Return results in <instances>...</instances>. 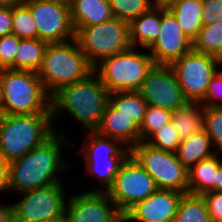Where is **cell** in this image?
<instances>
[{
  "instance_id": "44dd1931",
  "label": "cell",
  "mask_w": 222,
  "mask_h": 222,
  "mask_svg": "<svg viewBox=\"0 0 222 222\" xmlns=\"http://www.w3.org/2000/svg\"><path fill=\"white\" fill-rule=\"evenodd\" d=\"M212 144L211 138L205 131L191 135L181 140L176 153L177 159L189 170L203 159L218 153Z\"/></svg>"
},
{
  "instance_id": "d6986e66",
  "label": "cell",
  "mask_w": 222,
  "mask_h": 222,
  "mask_svg": "<svg viewBox=\"0 0 222 222\" xmlns=\"http://www.w3.org/2000/svg\"><path fill=\"white\" fill-rule=\"evenodd\" d=\"M69 6L73 29L98 25L113 18L109 0H72Z\"/></svg>"
},
{
  "instance_id": "7a4b0ae2",
  "label": "cell",
  "mask_w": 222,
  "mask_h": 222,
  "mask_svg": "<svg viewBox=\"0 0 222 222\" xmlns=\"http://www.w3.org/2000/svg\"><path fill=\"white\" fill-rule=\"evenodd\" d=\"M109 94L99 76L93 72L86 79L66 85L51 96L52 119L66 111L86 131H94L109 102Z\"/></svg>"
},
{
  "instance_id": "e575fe53",
  "label": "cell",
  "mask_w": 222,
  "mask_h": 222,
  "mask_svg": "<svg viewBox=\"0 0 222 222\" xmlns=\"http://www.w3.org/2000/svg\"><path fill=\"white\" fill-rule=\"evenodd\" d=\"M221 101H219V100ZM203 108L221 107L222 108V70L219 69L212 76L204 98L199 102Z\"/></svg>"
},
{
  "instance_id": "cb8c5ba5",
  "label": "cell",
  "mask_w": 222,
  "mask_h": 222,
  "mask_svg": "<svg viewBox=\"0 0 222 222\" xmlns=\"http://www.w3.org/2000/svg\"><path fill=\"white\" fill-rule=\"evenodd\" d=\"M171 122L181 140L204 131L203 107L199 102L188 101L172 111Z\"/></svg>"
},
{
  "instance_id": "74e56055",
  "label": "cell",
  "mask_w": 222,
  "mask_h": 222,
  "mask_svg": "<svg viewBox=\"0 0 222 222\" xmlns=\"http://www.w3.org/2000/svg\"><path fill=\"white\" fill-rule=\"evenodd\" d=\"M12 34V7L0 6V37Z\"/></svg>"
},
{
  "instance_id": "5bb4252c",
  "label": "cell",
  "mask_w": 222,
  "mask_h": 222,
  "mask_svg": "<svg viewBox=\"0 0 222 222\" xmlns=\"http://www.w3.org/2000/svg\"><path fill=\"white\" fill-rule=\"evenodd\" d=\"M139 93L148 105L171 112L188 102L170 65L154 64L148 71Z\"/></svg>"
},
{
  "instance_id": "52a82bcc",
  "label": "cell",
  "mask_w": 222,
  "mask_h": 222,
  "mask_svg": "<svg viewBox=\"0 0 222 222\" xmlns=\"http://www.w3.org/2000/svg\"><path fill=\"white\" fill-rule=\"evenodd\" d=\"M74 32L81 51L93 66L132 47L130 23L115 17L98 25L74 29Z\"/></svg>"
},
{
  "instance_id": "7dc6e473",
  "label": "cell",
  "mask_w": 222,
  "mask_h": 222,
  "mask_svg": "<svg viewBox=\"0 0 222 222\" xmlns=\"http://www.w3.org/2000/svg\"><path fill=\"white\" fill-rule=\"evenodd\" d=\"M46 222H65V220H51V221H46Z\"/></svg>"
},
{
  "instance_id": "f1b7e54d",
  "label": "cell",
  "mask_w": 222,
  "mask_h": 222,
  "mask_svg": "<svg viewBox=\"0 0 222 222\" xmlns=\"http://www.w3.org/2000/svg\"><path fill=\"white\" fill-rule=\"evenodd\" d=\"M12 34L19 39H38L34 18L25 3L12 7Z\"/></svg>"
},
{
  "instance_id": "4dcf8cb0",
  "label": "cell",
  "mask_w": 222,
  "mask_h": 222,
  "mask_svg": "<svg viewBox=\"0 0 222 222\" xmlns=\"http://www.w3.org/2000/svg\"><path fill=\"white\" fill-rule=\"evenodd\" d=\"M113 17L131 22L142 13L149 11L154 0H109Z\"/></svg>"
},
{
  "instance_id": "9a60e30c",
  "label": "cell",
  "mask_w": 222,
  "mask_h": 222,
  "mask_svg": "<svg viewBox=\"0 0 222 222\" xmlns=\"http://www.w3.org/2000/svg\"><path fill=\"white\" fill-rule=\"evenodd\" d=\"M67 200L65 222H124V215L105 192L88 190Z\"/></svg>"
},
{
  "instance_id": "f6af8a7d",
  "label": "cell",
  "mask_w": 222,
  "mask_h": 222,
  "mask_svg": "<svg viewBox=\"0 0 222 222\" xmlns=\"http://www.w3.org/2000/svg\"><path fill=\"white\" fill-rule=\"evenodd\" d=\"M6 68L2 65V63L0 62V75L4 72Z\"/></svg>"
},
{
  "instance_id": "4fadbf2b",
  "label": "cell",
  "mask_w": 222,
  "mask_h": 222,
  "mask_svg": "<svg viewBox=\"0 0 222 222\" xmlns=\"http://www.w3.org/2000/svg\"><path fill=\"white\" fill-rule=\"evenodd\" d=\"M38 30V38L47 43L67 42L75 38L70 6L56 0H26Z\"/></svg>"
},
{
  "instance_id": "f35d334b",
  "label": "cell",
  "mask_w": 222,
  "mask_h": 222,
  "mask_svg": "<svg viewBox=\"0 0 222 222\" xmlns=\"http://www.w3.org/2000/svg\"><path fill=\"white\" fill-rule=\"evenodd\" d=\"M8 187V162L0 153V192L7 191Z\"/></svg>"
},
{
  "instance_id": "3957f363",
  "label": "cell",
  "mask_w": 222,
  "mask_h": 222,
  "mask_svg": "<svg viewBox=\"0 0 222 222\" xmlns=\"http://www.w3.org/2000/svg\"><path fill=\"white\" fill-rule=\"evenodd\" d=\"M93 72L94 66L74 38L67 42L48 43L37 74L51 97L60 88L84 80Z\"/></svg>"
},
{
  "instance_id": "4316f807",
  "label": "cell",
  "mask_w": 222,
  "mask_h": 222,
  "mask_svg": "<svg viewBox=\"0 0 222 222\" xmlns=\"http://www.w3.org/2000/svg\"><path fill=\"white\" fill-rule=\"evenodd\" d=\"M171 222H211L203 196L183 194Z\"/></svg>"
},
{
  "instance_id": "5b68a950",
  "label": "cell",
  "mask_w": 222,
  "mask_h": 222,
  "mask_svg": "<svg viewBox=\"0 0 222 222\" xmlns=\"http://www.w3.org/2000/svg\"><path fill=\"white\" fill-rule=\"evenodd\" d=\"M2 85L1 114H52L51 97L36 72L5 69Z\"/></svg>"
},
{
  "instance_id": "484cf974",
  "label": "cell",
  "mask_w": 222,
  "mask_h": 222,
  "mask_svg": "<svg viewBox=\"0 0 222 222\" xmlns=\"http://www.w3.org/2000/svg\"><path fill=\"white\" fill-rule=\"evenodd\" d=\"M48 43L41 39H20L15 70L36 72L40 69Z\"/></svg>"
},
{
  "instance_id": "b9f144b4",
  "label": "cell",
  "mask_w": 222,
  "mask_h": 222,
  "mask_svg": "<svg viewBox=\"0 0 222 222\" xmlns=\"http://www.w3.org/2000/svg\"><path fill=\"white\" fill-rule=\"evenodd\" d=\"M26 0H0V6L3 7H15L23 4Z\"/></svg>"
},
{
  "instance_id": "7c38bea8",
  "label": "cell",
  "mask_w": 222,
  "mask_h": 222,
  "mask_svg": "<svg viewBox=\"0 0 222 222\" xmlns=\"http://www.w3.org/2000/svg\"><path fill=\"white\" fill-rule=\"evenodd\" d=\"M220 59L191 50L170 64L185 98L200 102L212 76L220 68Z\"/></svg>"
},
{
  "instance_id": "8d00e7d4",
  "label": "cell",
  "mask_w": 222,
  "mask_h": 222,
  "mask_svg": "<svg viewBox=\"0 0 222 222\" xmlns=\"http://www.w3.org/2000/svg\"><path fill=\"white\" fill-rule=\"evenodd\" d=\"M222 21V0H203L202 24L210 25Z\"/></svg>"
},
{
  "instance_id": "603a6c76",
  "label": "cell",
  "mask_w": 222,
  "mask_h": 222,
  "mask_svg": "<svg viewBox=\"0 0 222 222\" xmlns=\"http://www.w3.org/2000/svg\"><path fill=\"white\" fill-rule=\"evenodd\" d=\"M218 153L203 159L188 170V193L202 195L207 191H214V180L218 165L222 162Z\"/></svg>"
},
{
  "instance_id": "c3c4849f",
  "label": "cell",
  "mask_w": 222,
  "mask_h": 222,
  "mask_svg": "<svg viewBox=\"0 0 222 222\" xmlns=\"http://www.w3.org/2000/svg\"><path fill=\"white\" fill-rule=\"evenodd\" d=\"M220 69L222 70V59L220 60Z\"/></svg>"
},
{
  "instance_id": "6da1fadb",
  "label": "cell",
  "mask_w": 222,
  "mask_h": 222,
  "mask_svg": "<svg viewBox=\"0 0 222 222\" xmlns=\"http://www.w3.org/2000/svg\"><path fill=\"white\" fill-rule=\"evenodd\" d=\"M66 138L63 132L55 131L43 144L8 163L7 191L18 194L63 182L58 173L69 169L61 151Z\"/></svg>"
},
{
  "instance_id": "e0dca14e",
  "label": "cell",
  "mask_w": 222,
  "mask_h": 222,
  "mask_svg": "<svg viewBox=\"0 0 222 222\" xmlns=\"http://www.w3.org/2000/svg\"><path fill=\"white\" fill-rule=\"evenodd\" d=\"M183 194L174 190L157 189L132 207L124 215V222H171Z\"/></svg>"
},
{
  "instance_id": "8992f818",
  "label": "cell",
  "mask_w": 222,
  "mask_h": 222,
  "mask_svg": "<svg viewBox=\"0 0 222 222\" xmlns=\"http://www.w3.org/2000/svg\"><path fill=\"white\" fill-rule=\"evenodd\" d=\"M154 61L149 52L137 51V47L114 56L106 57L94 66V72L109 93L139 91Z\"/></svg>"
},
{
  "instance_id": "2e32d148",
  "label": "cell",
  "mask_w": 222,
  "mask_h": 222,
  "mask_svg": "<svg viewBox=\"0 0 222 222\" xmlns=\"http://www.w3.org/2000/svg\"><path fill=\"white\" fill-rule=\"evenodd\" d=\"M193 49V41L183 32L175 16L162 6L158 38L147 49L154 64L170 65Z\"/></svg>"
},
{
  "instance_id": "836d02e7",
  "label": "cell",
  "mask_w": 222,
  "mask_h": 222,
  "mask_svg": "<svg viewBox=\"0 0 222 222\" xmlns=\"http://www.w3.org/2000/svg\"><path fill=\"white\" fill-rule=\"evenodd\" d=\"M20 39L15 34L0 37V62L6 69L15 70V56Z\"/></svg>"
},
{
  "instance_id": "ab89813d",
  "label": "cell",
  "mask_w": 222,
  "mask_h": 222,
  "mask_svg": "<svg viewBox=\"0 0 222 222\" xmlns=\"http://www.w3.org/2000/svg\"><path fill=\"white\" fill-rule=\"evenodd\" d=\"M214 191H222V162L218 165L214 180Z\"/></svg>"
},
{
  "instance_id": "7402d4cb",
  "label": "cell",
  "mask_w": 222,
  "mask_h": 222,
  "mask_svg": "<svg viewBox=\"0 0 222 222\" xmlns=\"http://www.w3.org/2000/svg\"><path fill=\"white\" fill-rule=\"evenodd\" d=\"M167 9L175 16L183 32L193 41L202 28L203 0H176Z\"/></svg>"
},
{
  "instance_id": "ba28073f",
  "label": "cell",
  "mask_w": 222,
  "mask_h": 222,
  "mask_svg": "<svg viewBox=\"0 0 222 222\" xmlns=\"http://www.w3.org/2000/svg\"><path fill=\"white\" fill-rule=\"evenodd\" d=\"M86 133L89 139L83 140L85 144L80 151H83L88 173L98 179L104 187H96L91 192H106L112 185L121 165L130 155V149L120 141L100 135L95 130Z\"/></svg>"
},
{
  "instance_id": "d6a6232c",
  "label": "cell",
  "mask_w": 222,
  "mask_h": 222,
  "mask_svg": "<svg viewBox=\"0 0 222 222\" xmlns=\"http://www.w3.org/2000/svg\"><path fill=\"white\" fill-rule=\"evenodd\" d=\"M181 142L178 132L172 122L165 124L160 130L156 131L147 141L150 146L165 150L176 152Z\"/></svg>"
},
{
  "instance_id": "d590c367",
  "label": "cell",
  "mask_w": 222,
  "mask_h": 222,
  "mask_svg": "<svg viewBox=\"0 0 222 222\" xmlns=\"http://www.w3.org/2000/svg\"><path fill=\"white\" fill-rule=\"evenodd\" d=\"M206 201L211 222H222V191H207L202 194Z\"/></svg>"
},
{
  "instance_id": "9c48e42d",
  "label": "cell",
  "mask_w": 222,
  "mask_h": 222,
  "mask_svg": "<svg viewBox=\"0 0 222 222\" xmlns=\"http://www.w3.org/2000/svg\"><path fill=\"white\" fill-rule=\"evenodd\" d=\"M63 182L27 190L19 202L10 205L11 222L65 220L66 202Z\"/></svg>"
},
{
  "instance_id": "f546056e",
  "label": "cell",
  "mask_w": 222,
  "mask_h": 222,
  "mask_svg": "<svg viewBox=\"0 0 222 222\" xmlns=\"http://www.w3.org/2000/svg\"><path fill=\"white\" fill-rule=\"evenodd\" d=\"M172 112L157 106L148 105L146 114L139 126L140 142H146L156 131L171 122Z\"/></svg>"
},
{
  "instance_id": "8fae6325",
  "label": "cell",
  "mask_w": 222,
  "mask_h": 222,
  "mask_svg": "<svg viewBox=\"0 0 222 222\" xmlns=\"http://www.w3.org/2000/svg\"><path fill=\"white\" fill-rule=\"evenodd\" d=\"M154 179L130 154L105 192L125 215L137 203L157 190Z\"/></svg>"
},
{
  "instance_id": "277c9868",
  "label": "cell",
  "mask_w": 222,
  "mask_h": 222,
  "mask_svg": "<svg viewBox=\"0 0 222 222\" xmlns=\"http://www.w3.org/2000/svg\"><path fill=\"white\" fill-rule=\"evenodd\" d=\"M52 114L4 115L0 117V153L10 163L43 144L56 129Z\"/></svg>"
},
{
  "instance_id": "30bf717a",
  "label": "cell",
  "mask_w": 222,
  "mask_h": 222,
  "mask_svg": "<svg viewBox=\"0 0 222 222\" xmlns=\"http://www.w3.org/2000/svg\"><path fill=\"white\" fill-rule=\"evenodd\" d=\"M130 154L151 175L158 189L188 193V170L177 159L175 152L139 142Z\"/></svg>"
},
{
  "instance_id": "ac0fdd59",
  "label": "cell",
  "mask_w": 222,
  "mask_h": 222,
  "mask_svg": "<svg viewBox=\"0 0 222 222\" xmlns=\"http://www.w3.org/2000/svg\"><path fill=\"white\" fill-rule=\"evenodd\" d=\"M95 131L120 141L130 150L140 142L139 126L117 111L109 102Z\"/></svg>"
},
{
  "instance_id": "ee69618b",
  "label": "cell",
  "mask_w": 222,
  "mask_h": 222,
  "mask_svg": "<svg viewBox=\"0 0 222 222\" xmlns=\"http://www.w3.org/2000/svg\"><path fill=\"white\" fill-rule=\"evenodd\" d=\"M1 102H2V85L0 81V108H1Z\"/></svg>"
},
{
  "instance_id": "60d3db41",
  "label": "cell",
  "mask_w": 222,
  "mask_h": 222,
  "mask_svg": "<svg viewBox=\"0 0 222 222\" xmlns=\"http://www.w3.org/2000/svg\"><path fill=\"white\" fill-rule=\"evenodd\" d=\"M0 222H11L10 205H0Z\"/></svg>"
},
{
  "instance_id": "1f68e13d",
  "label": "cell",
  "mask_w": 222,
  "mask_h": 222,
  "mask_svg": "<svg viewBox=\"0 0 222 222\" xmlns=\"http://www.w3.org/2000/svg\"><path fill=\"white\" fill-rule=\"evenodd\" d=\"M204 131L211 138L214 148L222 153V108H203Z\"/></svg>"
},
{
  "instance_id": "d4e9b609",
  "label": "cell",
  "mask_w": 222,
  "mask_h": 222,
  "mask_svg": "<svg viewBox=\"0 0 222 222\" xmlns=\"http://www.w3.org/2000/svg\"><path fill=\"white\" fill-rule=\"evenodd\" d=\"M109 103L138 126L146 114L147 102L139 91H119L109 94Z\"/></svg>"
},
{
  "instance_id": "7bdbcfd3",
  "label": "cell",
  "mask_w": 222,
  "mask_h": 222,
  "mask_svg": "<svg viewBox=\"0 0 222 222\" xmlns=\"http://www.w3.org/2000/svg\"><path fill=\"white\" fill-rule=\"evenodd\" d=\"M174 1H176V0H154V4L156 6L167 7V6H169Z\"/></svg>"
},
{
  "instance_id": "ffe728a7",
  "label": "cell",
  "mask_w": 222,
  "mask_h": 222,
  "mask_svg": "<svg viewBox=\"0 0 222 222\" xmlns=\"http://www.w3.org/2000/svg\"><path fill=\"white\" fill-rule=\"evenodd\" d=\"M162 6L154 5L130 22V41L132 47L148 49L158 38L161 26Z\"/></svg>"
},
{
  "instance_id": "bcb514c9",
  "label": "cell",
  "mask_w": 222,
  "mask_h": 222,
  "mask_svg": "<svg viewBox=\"0 0 222 222\" xmlns=\"http://www.w3.org/2000/svg\"><path fill=\"white\" fill-rule=\"evenodd\" d=\"M56 1H61V2L67 3V4H70L72 2V0H56Z\"/></svg>"
},
{
  "instance_id": "83f0119b",
  "label": "cell",
  "mask_w": 222,
  "mask_h": 222,
  "mask_svg": "<svg viewBox=\"0 0 222 222\" xmlns=\"http://www.w3.org/2000/svg\"><path fill=\"white\" fill-rule=\"evenodd\" d=\"M193 50L222 59V21L203 25L193 40Z\"/></svg>"
}]
</instances>
